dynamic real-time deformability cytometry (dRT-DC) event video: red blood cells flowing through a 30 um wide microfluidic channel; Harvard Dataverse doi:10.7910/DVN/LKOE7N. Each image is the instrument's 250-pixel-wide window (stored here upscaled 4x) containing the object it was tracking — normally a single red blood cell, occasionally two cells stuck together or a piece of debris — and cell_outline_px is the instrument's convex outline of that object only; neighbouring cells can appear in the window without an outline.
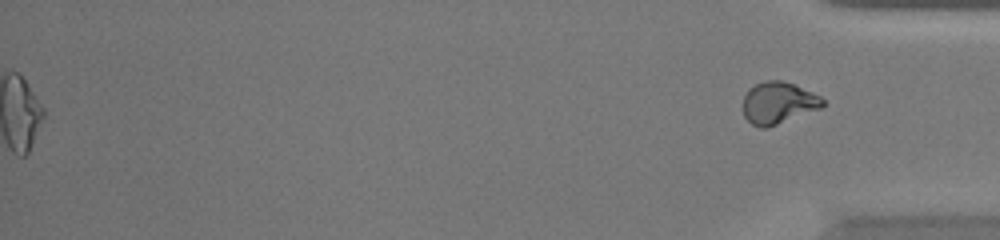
{"species": "common noctule bat (a hibernating species)", "species_latin": "Nyctalus noctula", "temperature_condition": "warm", "stored_images_in_passage": 47, "segment_of_instrument_passage": [2, 2], "camera_frame_rate_fps": 3000, "um_per_image_px": 0.085, "animal": {"sex": "female", "body_mass_g": 20.0, "forearm_length_mm": 54.0}, "frame": {"image": 1, "passage_image": 47, "time_ms": 15.333, "image_size_px": [1000, 240], "cell_outline_px": [[824, 104], [820, 108], [768, 128], [760, 128], [752, 124], [744, 116], [744, 96], [748, 88], [764, 80], [780, 80], [792, 84], [812, 92], [820, 96], [824, 100]], "centroid_in_image_um": [66.13, 8.75], "position_along_channel_um": 369.1, "area_um2": 19.31}}